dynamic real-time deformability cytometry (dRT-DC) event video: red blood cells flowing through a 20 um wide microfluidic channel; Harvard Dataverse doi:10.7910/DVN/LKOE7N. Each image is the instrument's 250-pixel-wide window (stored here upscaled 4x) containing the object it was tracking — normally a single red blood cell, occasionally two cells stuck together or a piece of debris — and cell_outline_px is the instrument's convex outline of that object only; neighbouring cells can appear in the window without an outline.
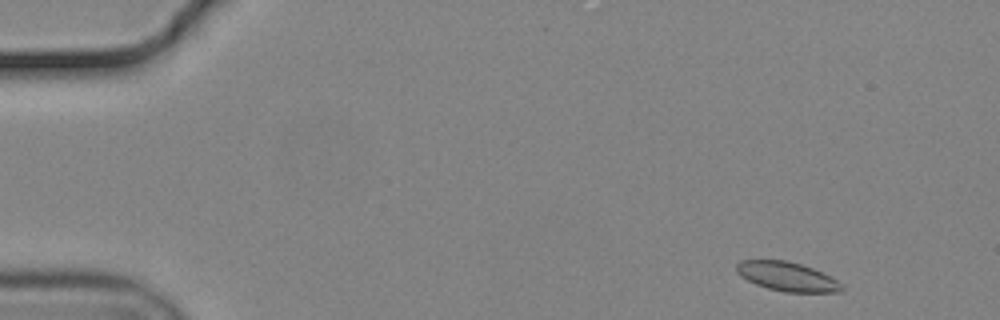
{"species": "common noctule bat (a hibernating species)", "species_latin": "Nyctalus noctula", "temperature_condition": "cold", "stored_images_in_passage": 52, "camera_frame_rate_fps": 3000, "um_per_image_px": 0.085, "animal": {"sex": "male", "body_mass_g": 19.2, "forearm_length_mm": 51.8}, "frame": {"image": 1, "passage_image": 2, "time_ms": 0.333, "image_size_px": [1000, 320], "cell_outline_px": [[844, 288], [840, 292], [784, 292], [768, 288], [756, 284], [740, 276], [736, 272], [736, 264], [740, 260], [784, 260], [800, 264], [812, 268], [836, 280]], "centroid_in_image_um": [66.86, 23.5], "position_along_channel_um": 18.1, "area_um2": 17.63}}
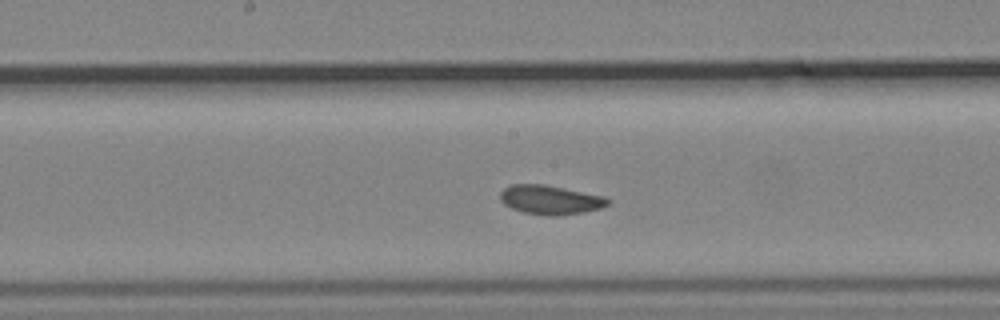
{"frame": {"image": 2, "passage_image": 26, "time_ms": 8.333, "image_size_px": [1000, 320], "cell_outline_px": [[612, 200], [608, 204], [600, 208], [584, 212], [556, 216], [548, 216], [524, 212], [512, 208], [504, 204], [500, 200], [500, 192], [504, 188], [512, 184], [544, 184], [604, 196]], "centroid_in_image_um": [46.77, 16.98], "position_along_channel_um": 201.4, "area_um2": 18.26}}
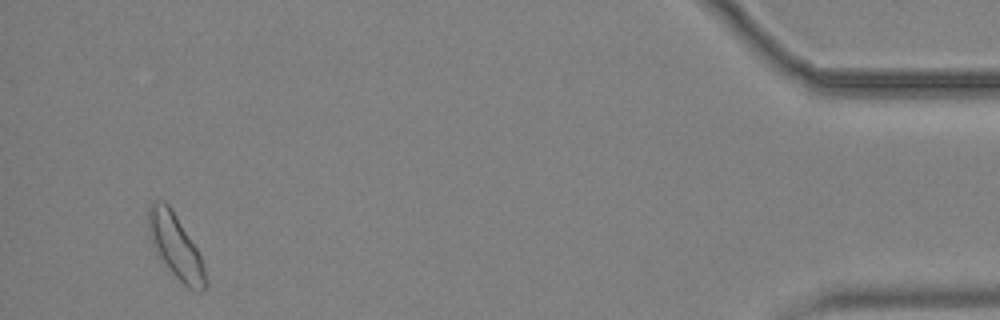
{"frame": {"image": 3, "passage_image": 50, "time_ms": 16.333, "image_size_px": [1000, 320], "cell_outline_px": [[208, 288], [200, 292], [188, 288], [172, 272], [156, 252], [152, 244], [148, 232], [148, 204], [152, 200], [164, 200], [168, 204], [176, 216], [196, 248], [200, 256], [204, 268], [208, 284]], "centroid_in_image_um": [14.91, 20.92], "position_along_channel_um": 420.3, "area_um2": 21.1}, "authors_computed_cell_mechanics": {"area_um2": 18.3804, "velocity_mm_per_s": 3.6867, "shape_relaxation_time_tau1_ms": 4.4485, "shape_relaxation_time_tau2_ms": null, "deformation_change_tau1": 0.0866, "deformation_change_tau2": null}}